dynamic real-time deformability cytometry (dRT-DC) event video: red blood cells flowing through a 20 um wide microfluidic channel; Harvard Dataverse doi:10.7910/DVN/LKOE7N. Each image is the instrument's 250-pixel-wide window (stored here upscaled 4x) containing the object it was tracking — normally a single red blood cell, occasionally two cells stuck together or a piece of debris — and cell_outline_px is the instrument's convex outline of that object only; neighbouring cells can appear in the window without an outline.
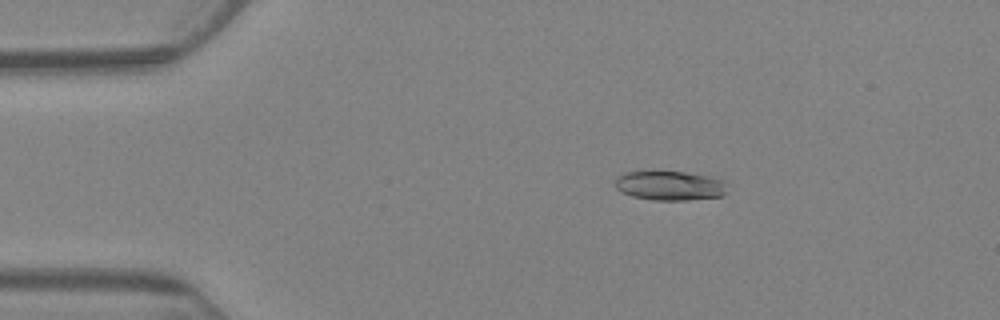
{"species": "Egyptian fruit bat (a non-hibernating species)", "species_latin": "Rousettus aegyptiacus", "temperature_condition": "warm", "stored_images_in_passage": 3, "camera_frame_rate_fps": 3000, "um_per_image_px": 0.085, "animal": {"sex": "female"}, "frame": {"image": 1, "passage_image": 1, "time_ms": 0.0, "image_size_px": [1000, 320], "cell_outline_px": [[732, 180], [724, 192], [720, 196], [684, 200], [652, 200], [632, 196], [620, 192], [616, 188], [616, 176], [624, 172], [684, 172]], "centroid_in_image_um": [56.98, 15.77], "position_along_channel_um": 28.0, "area_um2": 19.36}}